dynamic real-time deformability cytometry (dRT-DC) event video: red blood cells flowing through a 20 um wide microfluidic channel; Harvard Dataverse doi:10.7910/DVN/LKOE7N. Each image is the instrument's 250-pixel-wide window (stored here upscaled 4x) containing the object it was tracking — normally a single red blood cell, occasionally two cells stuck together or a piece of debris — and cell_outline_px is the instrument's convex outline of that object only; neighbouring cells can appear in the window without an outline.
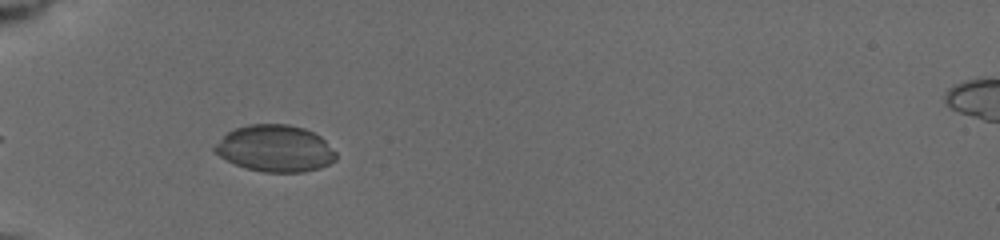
{"species": "common noctule bat (a hibernating species)", "species_latin": "Nyctalus noctula", "temperature_condition": "cold", "stored_images_in_passage": 22, "camera_frame_rate_fps": 3000, "um_per_image_px": 0.085, "animal": {"sex": "female", "body_mass_g": 19.5, "forearm_length_mm": 54.1}, "frame": {"image": 1, "passage_image": 2, "time_ms": 0.333, "image_size_px": [1000, 240], "cell_outline_px": [[336, 160], [320, 168], [304, 172], [264, 172], [244, 168], [220, 156], [212, 148], [228, 132], [236, 128], [248, 124], [288, 124], [304, 128], [320, 136], [336, 152]], "centroid_in_image_um": [23.4, 12.62], "position_along_channel_um": 61.6, "area_um2": 32.83}}
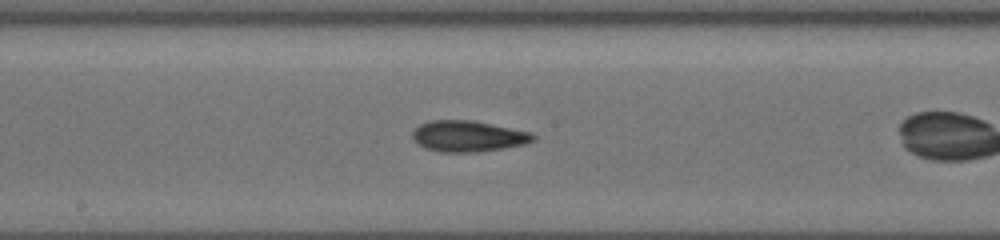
{"frame": {"image": 2, "passage_image": 10, "time_ms": 3.333, "image_size_px": [1000, 240], "cell_outline_px": [[536, 140], [524, 144], [504, 148], [476, 152], [440, 152], [424, 148], [416, 144], [412, 140], [412, 132], [420, 124], [428, 120], [472, 120], [532, 132], [536, 136]], "centroid_in_image_um": [39.76, 11.58], "position_along_channel_um": 208.4, "area_um2": 22.08}}
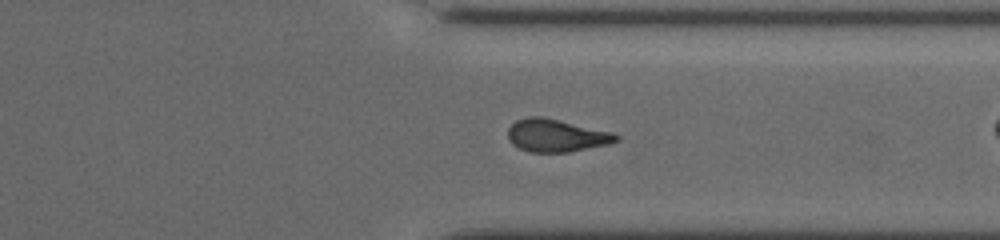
{"frame": {"image": 3, "passage_image": 20, "time_ms": 7.333, "image_size_px": [1000, 240], "cell_outline_px": [[620, 140], [608, 144], [568, 152], [532, 152], [520, 148], [512, 144], [508, 136], [508, 128], [516, 120], [528, 116], [544, 116], [612, 132], [620, 136]], "centroid_in_image_um": [47.29, 11.5], "position_along_channel_um": 364.1, "area_um2": 20.63}}